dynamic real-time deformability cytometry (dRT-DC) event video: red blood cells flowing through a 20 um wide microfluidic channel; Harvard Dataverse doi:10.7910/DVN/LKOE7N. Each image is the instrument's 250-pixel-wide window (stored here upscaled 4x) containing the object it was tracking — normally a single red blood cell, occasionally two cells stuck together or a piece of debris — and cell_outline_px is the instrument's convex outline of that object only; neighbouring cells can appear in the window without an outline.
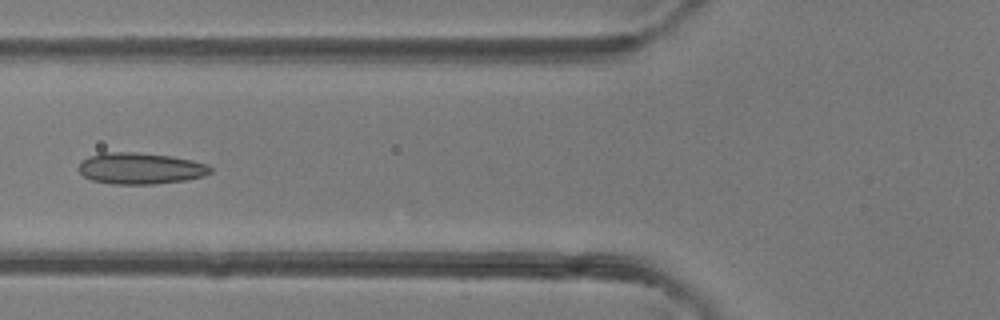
{"species": "common noctule bat (a hibernating species)", "species_latin": "Nyctalus noctula", "temperature_condition": "room temperature", "stored_images_in_passage": 5, "camera_frame_rate_fps": 3000, "um_per_image_px": 0.085, "animal": {"sex": "female"}, "frame": {"image": 1, "passage_image": 5, "time_ms": 5.333, "image_size_px": [1000, 320], "cell_outline_px": [[212, 172], [204, 176], [184, 180], [152, 184], [112, 184], [92, 180], [84, 176], [76, 168], [80, 160], [88, 156], [100, 152], [136, 152], [172, 156], [192, 160], [208, 164], [212, 168]], "centroid_in_image_um": [11.89, 14.3], "position_along_channel_um": 113.9, "area_um2": 24.39}}